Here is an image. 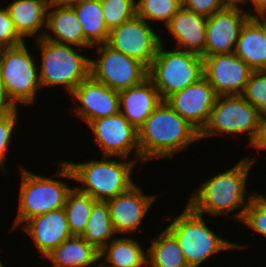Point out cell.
<instances>
[{"mask_svg":"<svg viewBox=\"0 0 266 267\" xmlns=\"http://www.w3.org/2000/svg\"><path fill=\"white\" fill-rule=\"evenodd\" d=\"M255 161L256 157H244L231 169L209 178L200 185L198 192H193L188 198L187 205L199 215L208 213L213 217L228 215L239 208L232 216L242 221L254 194L251 193L248 199L245 198L246 180Z\"/></svg>","mask_w":266,"mask_h":267,"instance_id":"6da1fadb","label":"cell"},{"mask_svg":"<svg viewBox=\"0 0 266 267\" xmlns=\"http://www.w3.org/2000/svg\"><path fill=\"white\" fill-rule=\"evenodd\" d=\"M200 140V132L162 100L138 129L140 163L149 159H172Z\"/></svg>","mask_w":266,"mask_h":267,"instance_id":"7a4b0ae2","label":"cell"},{"mask_svg":"<svg viewBox=\"0 0 266 267\" xmlns=\"http://www.w3.org/2000/svg\"><path fill=\"white\" fill-rule=\"evenodd\" d=\"M111 158L112 156H102V160L83 163L61 161L58 163L59 170L53 176L75 180L81 184L76 186L79 191L96 201H107L135 184L131 174L137 164L135 158L129 161L124 157ZM117 158L122 161L119 162Z\"/></svg>","mask_w":266,"mask_h":267,"instance_id":"3957f363","label":"cell"},{"mask_svg":"<svg viewBox=\"0 0 266 267\" xmlns=\"http://www.w3.org/2000/svg\"><path fill=\"white\" fill-rule=\"evenodd\" d=\"M203 217L186 204L183 213L176 216L166 228L176 238L189 267H200L217 252L245 248L246 245L215 234Z\"/></svg>","mask_w":266,"mask_h":267,"instance_id":"277c9868","label":"cell"},{"mask_svg":"<svg viewBox=\"0 0 266 267\" xmlns=\"http://www.w3.org/2000/svg\"><path fill=\"white\" fill-rule=\"evenodd\" d=\"M40 49L39 69L42 87L63 86L71 95L74 89L90 77V57L76 52L74 45L45 39L34 40Z\"/></svg>","mask_w":266,"mask_h":267,"instance_id":"5b68a950","label":"cell"},{"mask_svg":"<svg viewBox=\"0 0 266 267\" xmlns=\"http://www.w3.org/2000/svg\"><path fill=\"white\" fill-rule=\"evenodd\" d=\"M165 48L164 43L159 46L148 68V77L162 100L204 77L202 56L178 49L167 51Z\"/></svg>","mask_w":266,"mask_h":267,"instance_id":"8992f818","label":"cell"},{"mask_svg":"<svg viewBox=\"0 0 266 267\" xmlns=\"http://www.w3.org/2000/svg\"><path fill=\"white\" fill-rule=\"evenodd\" d=\"M261 114L242 94L217 96L210 118L200 132V139L242 133L248 135V146L257 139ZM227 133V134H226Z\"/></svg>","mask_w":266,"mask_h":267,"instance_id":"52a82bcc","label":"cell"},{"mask_svg":"<svg viewBox=\"0 0 266 267\" xmlns=\"http://www.w3.org/2000/svg\"><path fill=\"white\" fill-rule=\"evenodd\" d=\"M21 177L18 212L13 229L36 215L64 208L72 190L66 181L37 175L25 168L21 169Z\"/></svg>","mask_w":266,"mask_h":267,"instance_id":"ba28073f","label":"cell"},{"mask_svg":"<svg viewBox=\"0 0 266 267\" xmlns=\"http://www.w3.org/2000/svg\"><path fill=\"white\" fill-rule=\"evenodd\" d=\"M26 44L0 48V77L17 106L33 104L41 89L39 68Z\"/></svg>","mask_w":266,"mask_h":267,"instance_id":"9c48e42d","label":"cell"},{"mask_svg":"<svg viewBox=\"0 0 266 267\" xmlns=\"http://www.w3.org/2000/svg\"><path fill=\"white\" fill-rule=\"evenodd\" d=\"M96 51L99 57L90 60V76L111 89L119 92L148 77V68L143 63L106 43L98 44Z\"/></svg>","mask_w":266,"mask_h":267,"instance_id":"30bf717a","label":"cell"},{"mask_svg":"<svg viewBox=\"0 0 266 267\" xmlns=\"http://www.w3.org/2000/svg\"><path fill=\"white\" fill-rule=\"evenodd\" d=\"M162 43L151 25L138 16L111 29L106 42L112 49L139 60L147 68Z\"/></svg>","mask_w":266,"mask_h":267,"instance_id":"8fae6325","label":"cell"},{"mask_svg":"<svg viewBox=\"0 0 266 267\" xmlns=\"http://www.w3.org/2000/svg\"><path fill=\"white\" fill-rule=\"evenodd\" d=\"M94 133L95 144L101 148L103 156L129 158L135 151L136 162H140L138 130L119 112L88 123Z\"/></svg>","mask_w":266,"mask_h":267,"instance_id":"7c38bea8","label":"cell"},{"mask_svg":"<svg viewBox=\"0 0 266 267\" xmlns=\"http://www.w3.org/2000/svg\"><path fill=\"white\" fill-rule=\"evenodd\" d=\"M204 78L216 94H242L253 70L235 53L203 57Z\"/></svg>","mask_w":266,"mask_h":267,"instance_id":"4fadbf2b","label":"cell"},{"mask_svg":"<svg viewBox=\"0 0 266 267\" xmlns=\"http://www.w3.org/2000/svg\"><path fill=\"white\" fill-rule=\"evenodd\" d=\"M250 14L240 6H226L207 17L204 56L234 53L240 32L251 18Z\"/></svg>","mask_w":266,"mask_h":267,"instance_id":"5bb4252c","label":"cell"},{"mask_svg":"<svg viewBox=\"0 0 266 267\" xmlns=\"http://www.w3.org/2000/svg\"><path fill=\"white\" fill-rule=\"evenodd\" d=\"M217 96L214 88L202 77L183 90L173 93L166 102L201 132L210 118Z\"/></svg>","mask_w":266,"mask_h":267,"instance_id":"9a60e30c","label":"cell"},{"mask_svg":"<svg viewBox=\"0 0 266 267\" xmlns=\"http://www.w3.org/2000/svg\"><path fill=\"white\" fill-rule=\"evenodd\" d=\"M135 183L127 191L107 200L111 223L117 234L136 232L159 195H147Z\"/></svg>","mask_w":266,"mask_h":267,"instance_id":"2e32d148","label":"cell"},{"mask_svg":"<svg viewBox=\"0 0 266 267\" xmlns=\"http://www.w3.org/2000/svg\"><path fill=\"white\" fill-rule=\"evenodd\" d=\"M75 104L76 116L86 124L92 120L108 117L120 112L118 91L95 81L91 76L81 82L71 94Z\"/></svg>","mask_w":266,"mask_h":267,"instance_id":"e0dca14e","label":"cell"},{"mask_svg":"<svg viewBox=\"0 0 266 267\" xmlns=\"http://www.w3.org/2000/svg\"><path fill=\"white\" fill-rule=\"evenodd\" d=\"M24 223V232L33 239L35 246L43 257L73 236L64 208L36 215Z\"/></svg>","mask_w":266,"mask_h":267,"instance_id":"ac0fdd59","label":"cell"},{"mask_svg":"<svg viewBox=\"0 0 266 267\" xmlns=\"http://www.w3.org/2000/svg\"><path fill=\"white\" fill-rule=\"evenodd\" d=\"M43 37L53 42L74 45L78 49L93 47L85 39L74 9L60 0H52L49 4L46 31Z\"/></svg>","mask_w":266,"mask_h":267,"instance_id":"d6986e66","label":"cell"},{"mask_svg":"<svg viewBox=\"0 0 266 267\" xmlns=\"http://www.w3.org/2000/svg\"><path fill=\"white\" fill-rule=\"evenodd\" d=\"M207 17L183 6L173 16L165 29L175 38L176 49L204 57Z\"/></svg>","mask_w":266,"mask_h":267,"instance_id":"ffe728a7","label":"cell"},{"mask_svg":"<svg viewBox=\"0 0 266 267\" xmlns=\"http://www.w3.org/2000/svg\"><path fill=\"white\" fill-rule=\"evenodd\" d=\"M118 94L120 113L137 130L162 101L149 77L137 85L120 90Z\"/></svg>","mask_w":266,"mask_h":267,"instance_id":"44dd1931","label":"cell"},{"mask_svg":"<svg viewBox=\"0 0 266 267\" xmlns=\"http://www.w3.org/2000/svg\"><path fill=\"white\" fill-rule=\"evenodd\" d=\"M51 1L13 0L12 3L6 6L16 32L24 41H26L27 37L33 36L34 38L36 36L35 40H37L44 36L47 24V11Z\"/></svg>","mask_w":266,"mask_h":267,"instance_id":"7402d4cb","label":"cell"},{"mask_svg":"<svg viewBox=\"0 0 266 267\" xmlns=\"http://www.w3.org/2000/svg\"><path fill=\"white\" fill-rule=\"evenodd\" d=\"M44 258L53 267H94L100 261L99 250L78 235L66 239Z\"/></svg>","mask_w":266,"mask_h":267,"instance_id":"603a6c76","label":"cell"},{"mask_svg":"<svg viewBox=\"0 0 266 267\" xmlns=\"http://www.w3.org/2000/svg\"><path fill=\"white\" fill-rule=\"evenodd\" d=\"M234 53L253 71H266V33L252 18L243 26Z\"/></svg>","mask_w":266,"mask_h":267,"instance_id":"cb8c5ba5","label":"cell"},{"mask_svg":"<svg viewBox=\"0 0 266 267\" xmlns=\"http://www.w3.org/2000/svg\"><path fill=\"white\" fill-rule=\"evenodd\" d=\"M131 237L112 239L99 251V259L106 267L147 266V251Z\"/></svg>","mask_w":266,"mask_h":267,"instance_id":"d4e9b609","label":"cell"},{"mask_svg":"<svg viewBox=\"0 0 266 267\" xmlns=\"http://www.w3.org/2000/svg\"><path fill=\"white\" fill-rule=\"evenodd\" d=\"M80 21L85 39L93 46L106 43L109 30L106 27L100 0H88L69 4Z\"/></svg>","mask_w":266,"mask_h":267,"instance_id":"484cf974","label":"cell"},{"mask_svg":"<svg viewBox=\"0 0 266 267\" xmlns=\"http://www.w3.org/2000/svg\"><path fill=\"white\" fill-rule=\"evenodd\" d=\"M150 267H189L176 238L165 228L152 238L147 249Z\"/></svg>","mask_w":266,"mask_h":267,"instance_id":"4316f807","label":"cell"},{"mask_svg":"<svg viewBox=\"0 0 266 267\" xmlns=\"http://www.w3.org/2000/svg\"><path fill=\"white\" fill-rule=\"evenodd\" d=\"M116 234L111 223L107 201H96L92 206L86 227L80 236L100 251L114 239Z\"/></svg>","mask_w":266,"mask_h":267,"instance_id":"83f0119b","label":"cell"},{"mask_svg":"<svg viewBox=\"0 0 266 267\" xmlns=\"http://www.w3.org/2000/svg\"><path fill=\"white\" fill-rule=\"evenodd\" d=\"M95 202L94 198L79 191L76 187L69 192L64 209L72 235L82 234Z\"/></svg>","mask_w":266,"mask_h":267,"instance_id":"f1b7e54d","label":"cell"},{"mask_svg":"<svg viewBox=\"0 0 266 267\" xmlns=\"http://www.w3.org/2000/svg\"><path fill=\"white\" fill-rule=\"evenodd\" d=\"M181 7L182 0H136V16L147 23L160 21L165 27Z\"/></svg>","mask_w":266,"mask_h":267,"instance_id":"f546056e","label":"cell"},{"mask_svg":"<svg viewBox=\"0 0 266 267\" xmlns=\"http://www.w3.org/2000/svg\"><path fill=\"white\" fill-rule=\"evenodd\" d=\"M100 2L109 31L136 16V0H100Z\"/></svg>","mask_w":266,"mask_h":267,"instance_id":"4dcf8cb0","label":"cell"},{"mask_svg":"<svg viewBox=\"0 0 266 267\" xmlns=\"http://www.w3.org/2000/svg\"><path fill=\"white\" fill-rule=\"evenodd\" d=\"M241 222L266 237V195L254 192Z\"/></svg>","mask_w":266,"mask_h":267,"instance_id":"1f68e13d","label":"cell"},{"mask_svg":"<svg viewBox=\"0 0 266 267\" xmlns=\"http://www.w3.org/2000/svg\"><path fill=\"white\" fill-rule=\"evenodd\" d=\"M242 95L261 115L266 114V71H253Z\"/></svg>","mask_w":266,"mask_h":267,"instance_id":"d6a6232c","label":"cell"},{"mask_svg":"<svg viewBox=\"0 0 266 267\" xmlns=\"http://www.w3.org/2000/svg\"><path fill=\"white\" fill-rule=\"evenodd\" d=\"M18 116V112H14L11 115L0 117V170L5 175L7 174L5 160L8 156L6 152L12 141L14 127L18 124Z\"/></svg>","mask_w":266,"mask_h":267,"instance_id":"836d02e7","label":"cell"},{"mask_svg":"<svg viewBox=\"0 0 266 267\" xmlns=\"http://www.w3.org/2000/svg\"><path fill=\"white\" fill-rule=\"evenodd\" d=\"M25 41L16 32L6 7H0V48L16 47Z\"/></svg>","mask_w":266,"mask_h":267,"instance_id":"e575fe53","label":"cell"},{"mask_svg":"<svg viewBox=\"0 0 266 267\" xmlns=\"http://www.w3.org/2000/svg\"><path fill=\"white\" fill-rule=\"evenodd\" d=\"M182 6L196 14L209 17L227 5L223 0H182Z\"/></svg>","mask_w":266,"mask_h":267,"instance_id":"d590c367","label":"cell"},{"mask_svg":"<svg viewBox=\"0 0 266 267\" xmlns=\"http://www.w3.org/2000/svg\"><path fill=\"white\" fill-rule=\"evenodd\" d=\"M18 106L10 98L3 80L0 77V117L18 112Z\"/></svg>","mask_w":266,"mask_h":267,"instance_id":"8d00e7d4","label":"cell"},{"mask_svg":"<svg viewBox=\"0 0 266 267\" xmlns=\"http://www.w3.org/2000/svg\"><path fill=\"white\" fill-rule=\"evenodd\" d=\"M251 147L258 151L263 149L266 150V114L261 115L259 134Z\"/></svg>","mask_w":266,"mask_h":267,"instance_id":"74e56055","label":"cell"},{"mask_svg":"<svg viewBox=\"0 0 266 267\" xmlns=\"http://www.w3.org/2000/svg\"><path fill=\"white\" fill-rule=\"evenodd\" d=\"M250 17L259 25V27L266 33V10L258 12L257 14H250ZM262 19V20H261Z\"/></svg>","mask_w":266,"mask_h":267,"instance_id":"f35d334b","label":"cell"},{"mask_svg":"<svg viewBox=\"0 0 266 267\" xmlns=\"http://www.w3.org/2000/svg\"><path fill=\"white\" fill-rule=\"evenodd\" d=\"M248 1L252 3V7L256 14L258 12L266 10V0H246L245 3H247Z\"/></svg>","mask_w":266,"mask_h":267,"instance_id":"ab89813d","label":"cell"},{"mask_svg":"<svg viewBox=\"0 0 266 267\" xmlns=\"http://www.w3.org/2000/svg\"><path fill=\"white\" fill-rule=\"evenodd\" d=\"M227 6H240L245 4L246 0H223Z\"/></svg>","mask_w":266,"mask_h":267,"instance_id":"60d3db41","label":"cell"},{"mask_svg":"<svg viewBox=\"0 0 266 267\" xmlns=\"http://www.w3.org/2000/svg\"><path fill=\"white\" fill-rule=\"evenodd\" d=\"M66 4H71V3H76V2H81V1H88V0H60Z\"/></svg>","mask_w":266,"mask_h":267,"instance_id":"b9f144b4","label":"cell"},{"mask_svg":"<svg viewBox=\"0 0 266 267\" xmlns=\"http://www.w3.org/2000/svg\"><path fill=\"white\" fill-rule=\"evenodd\" d=\"M97 267H106V266H104V265L100 262V264H98Z\"/></svg>","mask_w":266,"mask_h":267,"instance_id":"7bdbcfd3","label":"cell"},{"mask_svg":"<svg viewBox=\"0 0 266 267\" xmlns=\"http://www.w3.org/2000/svg\"><path fill=\"white\" fill-rule=\"evenodd\" d=\"M0 267H4V264L2 263V261L0 262Z\"/></svg>","mask_w":266,"mask_h":267,"instance_id":"ee69618b","label":"cell"}]
</instances>
